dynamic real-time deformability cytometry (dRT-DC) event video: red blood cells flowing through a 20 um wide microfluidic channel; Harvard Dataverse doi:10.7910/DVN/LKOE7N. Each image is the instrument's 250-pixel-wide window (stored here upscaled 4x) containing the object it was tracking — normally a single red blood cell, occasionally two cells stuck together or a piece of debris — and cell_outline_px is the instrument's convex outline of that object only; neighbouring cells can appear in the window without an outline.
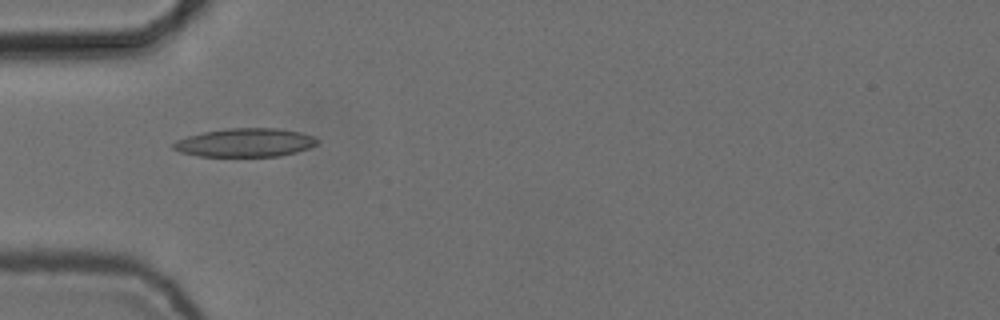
{"species": "common noctule bat (a hibernating species)", "species_latin": "Nyctalus noctula", "temperature_condition": "cold", "stored_images_in_passage": 5, "camera_frame_rate_fps": 3000, "um_per_image_px": 0.085, "animal": {"sex": "female", "body_mass_g": 24.6, "forearm_length_mm": 56.2}, "frame": {"image": 1, "passage_image": 2, "time_ms": 0.333, "image_size_px": [1000, 320], "cell_outline_px": [[320, 140], [316, 144], [308, 148], [296, 152], [280, 156], [200, 156], [180, 152], [172, 148], [172, 144], [176, 140], [188, 136], [204, 132], [228, 128], [280, 128], [300, 132], [316, 136]], "centroid_in_image_um": [20.87, 12.11], "position_along_channel_um": 64.1, "area_um2": 23.99}}
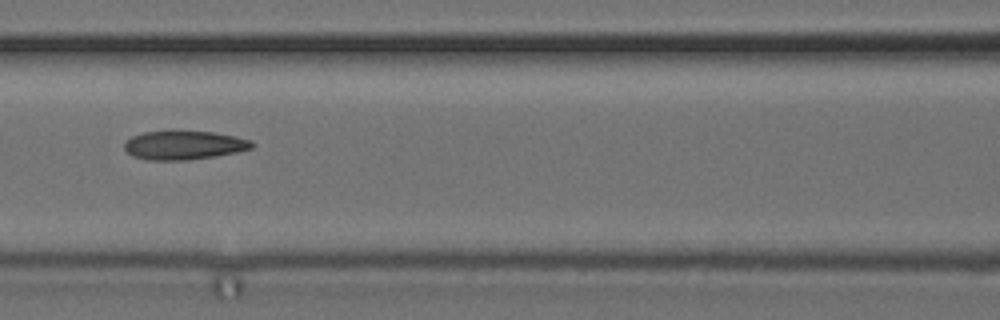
{"frame": {"image": 2, "passage_image": 4, "time_ms": 1.0, "image_size_px": [1000, 320], "cell_outline_px": [[256, 144], [252, 148], [236, 152], [216, 156], [188, 160], [148, 160], [132, 156], [124, 148], [124, 144], [132, 136], [144, 132], [172, 128], [212, 132], [236, 136], [252, 140]], "centroid_in_image_um": [15.64, 12.3], "position_along_channel_um": 151.0, "area_um2": 22.2}}
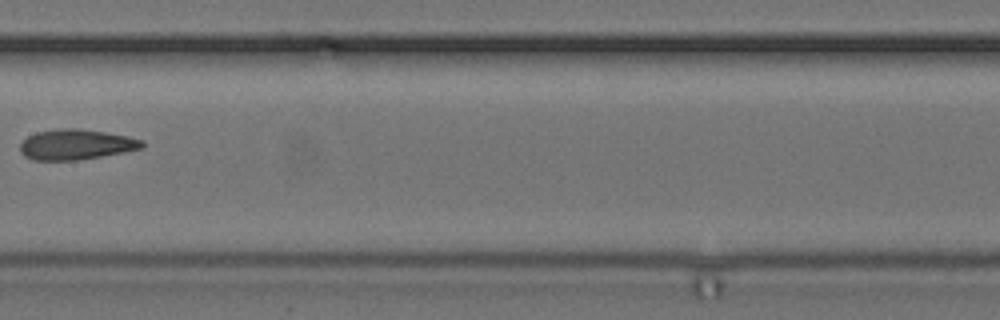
{"frame": {"image": 3, "passage_image": 5, "time_ms": 1.333, "image_size_px": [1000, 320], "cell_outline_px": [[144, 148], [124, 152], [76, 160], [32, 160], [24, 156], [20, 152], [20, 144], [28, 136], [36, 132], [60, 128], [76, 128], [104, 132], [128, 136], [144, 140]], "centroid_in_image_um": [6.46, 12.28], "position_along_channel_um": 200.9, "area_um2": 21.56}}